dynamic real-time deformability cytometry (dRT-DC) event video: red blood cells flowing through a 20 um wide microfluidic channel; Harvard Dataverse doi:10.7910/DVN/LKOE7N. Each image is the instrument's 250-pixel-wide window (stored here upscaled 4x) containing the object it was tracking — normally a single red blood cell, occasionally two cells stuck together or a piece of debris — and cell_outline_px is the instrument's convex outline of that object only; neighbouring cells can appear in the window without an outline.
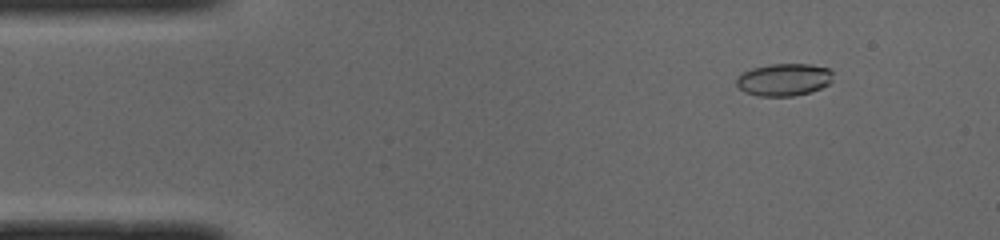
{"species": "common noctule bat (a hibernating species)", "species_latin": "Nyctalus noctula", "temperature_condition": "cold", "stored_images_in_passage": 50, "camera_frame_rate_fps": 3000, "um_per_image_px": 0.085, "animal": {"sex": "male", "body_mass_g": 19.0, "forearm_length_mm": 50.8}, "frame": {"image": 1, "passage_image": 6, "time_ms": 1.667, "image_size_px": [1000, 240], "cell_outline_px": [[832, 80], [828, 84], [820, 88], [808, 92], [792, 96], [760, 96], [744, 92], [736, 84], [736, 80], [744, 72], [752, 68], [772, 64], [812, 64], [828, 68], [832, 72]], "centroid_in_image_um": [66.64, 6.76], "position_along_channel_um": 18.4, "area_um2": 18.03}}
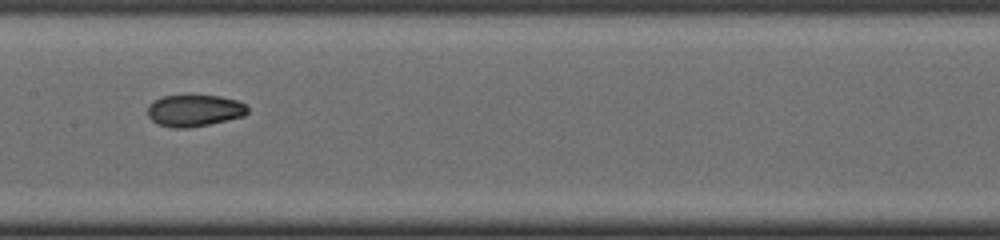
{"frame": {"image": 2, "passage_image": 25, "time_ms": 8.0, "image_size_px": [1000, 240], "cell_outline_px": [[248, 112], [244, 116], [228, 120], [188, 128], [172, 128], [156, 124], [148, 116], [148, 104], [164, 96], [188, 92], [220, 96], [240, 100], [248, 108]], "centroid_in_image_um": [16.52, 9.35], "position_along_channel_um": 190.9, "area_um2": 19.31}}
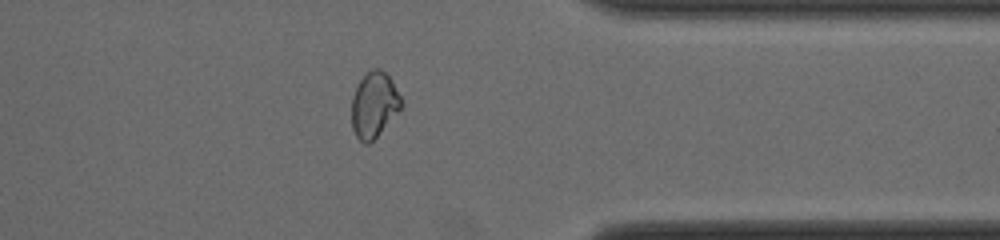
{"frame": {"image": 3, "passage_image": 40, "time_ms": 13.0, "image_size_px": [1000, 240], "cell_outline_px": [[404, 104], [376, 136], [368, 144], [364, 144], [356, 136], [352, 128], [352, 96], [360, 80], [372, 68], [380, 68], [392, 80], [404, 100]], "centroid_in_image_um": [31.81, 8.88], "position_along_channel_um": 379.6, "area_um2": 18.79}, "authors_computed_cell_mechanics": {"area_um2": 18.6694, "velocity_mm_per_s": 3.9914, "shape_relaxation_time_tau1_ms": 9.169, "shape_relaxation_time_tau2_ms": 2.7524, "deformation_change_tau1": 0.1978, "deformation_change_tau2": 0.0472}}